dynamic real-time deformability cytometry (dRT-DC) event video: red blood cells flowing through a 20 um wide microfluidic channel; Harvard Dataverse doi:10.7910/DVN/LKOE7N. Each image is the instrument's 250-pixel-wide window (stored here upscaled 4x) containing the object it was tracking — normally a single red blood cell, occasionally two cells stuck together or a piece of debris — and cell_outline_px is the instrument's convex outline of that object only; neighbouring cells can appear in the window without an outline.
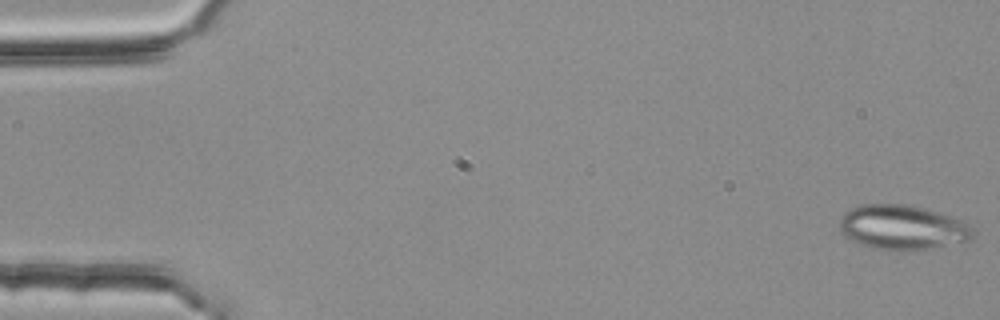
{"species": "common noctule bat (a hibernating species)", "species_latin": "Nyctalus noctula", "temperature_condition": "room temperature", "stored_images_in_passage": 53, "segment_of_instrument_passage": [1, 2], "camera_frame_rate_fps": 3000, "um_per_image_px": 0.085, "animal": {"sex": "female", "body_mass_g": 25.1}, "frame": {"image": 1, "passage_image": 1, "time_ms": 0.0, "image_size_px": [1000, 320], "cell_outline_px": [[972, 236], [968, 240], [920, 252], [900, 252], [872, 248], [860, 244], [844, 236], [840, 232], [840, 216], [848, 208], [860, 204], [908, 204], [924, 208], [960, 220], [968, 224], [972, 228]], "centroid_in_image_um": [76.65, 19.35], "position_along_channel_um": 8.4, "area_um2": 35.32}}